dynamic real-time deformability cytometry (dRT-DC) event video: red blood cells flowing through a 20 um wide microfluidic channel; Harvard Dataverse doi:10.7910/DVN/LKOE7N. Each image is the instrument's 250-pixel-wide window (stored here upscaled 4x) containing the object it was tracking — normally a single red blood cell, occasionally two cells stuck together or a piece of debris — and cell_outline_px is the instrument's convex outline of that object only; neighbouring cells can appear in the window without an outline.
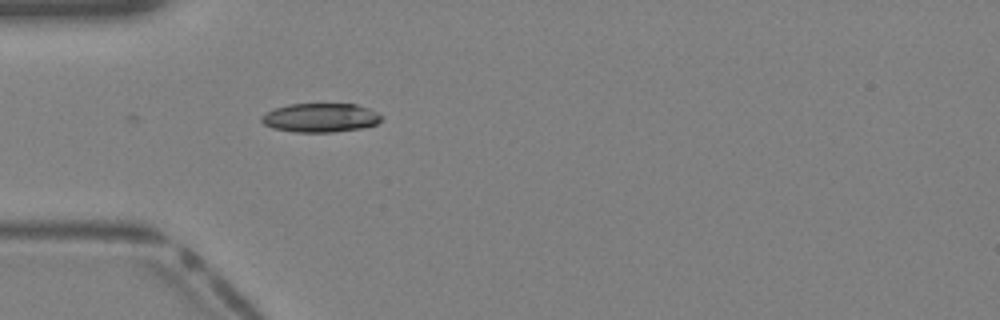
{"species": "Egyptian fruit bat (a non-hibernating species)", "species_latin": "Rousettus aegyptiacus", "temperature_condition": "warm", "stored_images_in_passage": 28, "camera_frame_rate_fps": 3000, "um_per_image_px": 0.085, "animal": {"sex": "female"}, "frame": {"image": 1, "passage_image": 1, "time_ms": 0.0, "image_size_px": [1000, 320], "cell_outline_px": [[384, 116], [376, 124], [360, 128], [332, 132], [296, 132], [272, 128], [264, 124], [260, 120], [260, 116], [276, 108], [288, 104], [356, 104], [368, 108]], "centroid_in_image_um": [27.23, 10.0], "position_along_channel_um": 57.8, "area_um2": 20.11}}
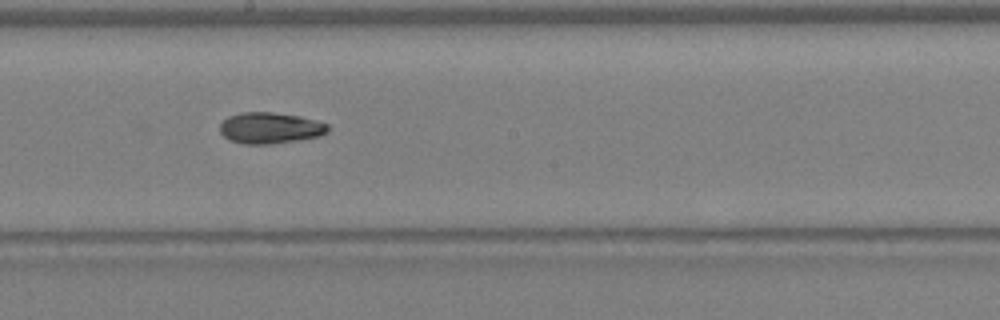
{"frame": {"image": 2, "passage_image": 11, "time_ms": 3.333, "image_size_px": [1000, 320], "cell_outline_px": [[328, 132], [320, 136], [296, 140], [268, 144], [244, 144], [228, 140], [220, 132], [220, 124], [228, 116], [240, 112], [272, 112], [300, 116], [316, 120], [328, 124]], "centroid_in_image_um": [22.94, 10.87], "position_along_channel_um": 225.3, "area_um2": 19.65}}
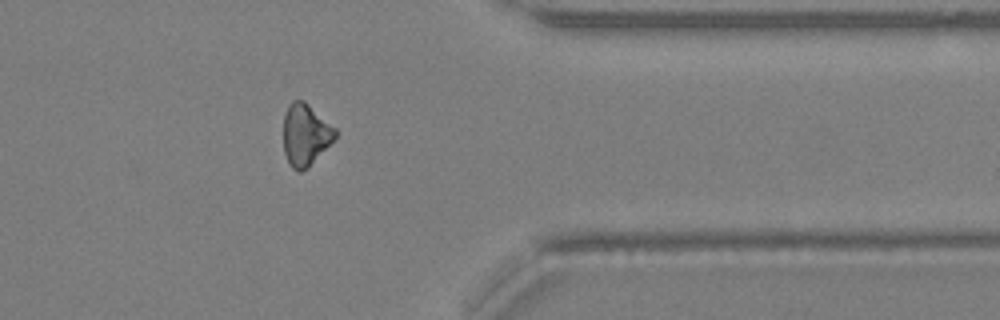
{"frame": {"image": 3, "passage_image": 21, "time_ms": 6.667, "image_size_px": [1000, 320], "cell_outline_px": [[336, 136], [300, 172], [292, 168], [288, 164], [284, 152], [284, 116], [292, 100], [304, 100], [336, 128]], "centroid_in_image_um": [25.93, 11.4], "position_along_channel_um": 385.5, "area_um2": 17.98}}